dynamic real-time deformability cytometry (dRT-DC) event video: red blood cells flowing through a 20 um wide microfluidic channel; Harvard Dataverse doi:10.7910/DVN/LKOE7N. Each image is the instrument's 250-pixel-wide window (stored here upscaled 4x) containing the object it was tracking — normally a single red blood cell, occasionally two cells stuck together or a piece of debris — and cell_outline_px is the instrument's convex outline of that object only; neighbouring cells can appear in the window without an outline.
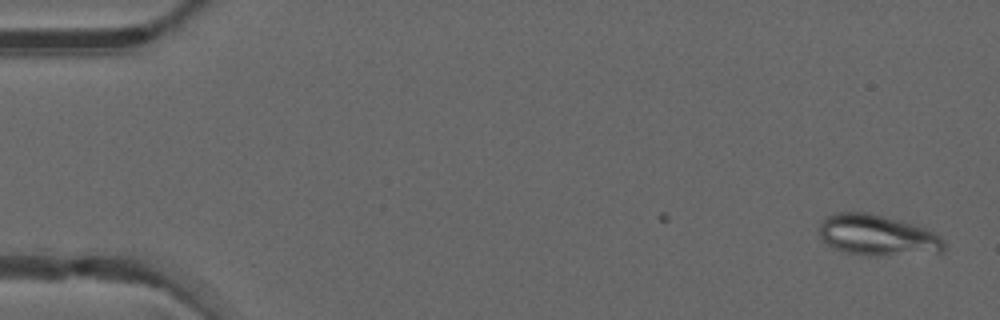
{"species": "common noctule bat (a hibernating species)", "species_latin": "Nyctalus noctula", "temperature_condition": "warm", "stored_images_in_passage": 44, "camera_frame_rate_fps": 3000, "um_per_image_px": 0.085, "animal": {"sex": "male", "forearm_length_mm": 52.5}, "frame": {"image": 1, "passage_image": 1, "time_ms": 0.0, "image_size_px": [1000, 320], "cell_outline_px": [[944, 252], [876, 256], [868, 256], [844, 252], [828, 244], [820, 236], [820, 224], [824, 216], [836, 212], [868, 212], [924, 228], [940, 236], [944, 240]], "centroid_in_image_um": [74.55, 20.0], "position_along_channel_um": 10.4, "area_um2": 29.54}}
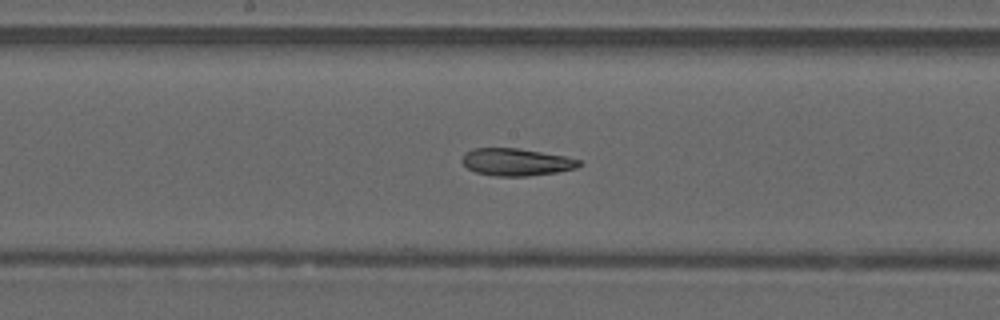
{"frame": {"image": 2, "passage_image": 25, "time_ms": 8.0, "image_size_px": [1000, 320], "cell_outline_px": [[584, 164], [576, 168], [556, 172], [528, 176], [496, 176], [476, 172], [468, 168], [460, 160], [464, 152], [472, 148], [520, 148], [564, 156], [584, 160]], "centroid_in_image_um": [43.9, 13.76], "position_along_channel_um": 204.3, "area_um2": 18.84}}
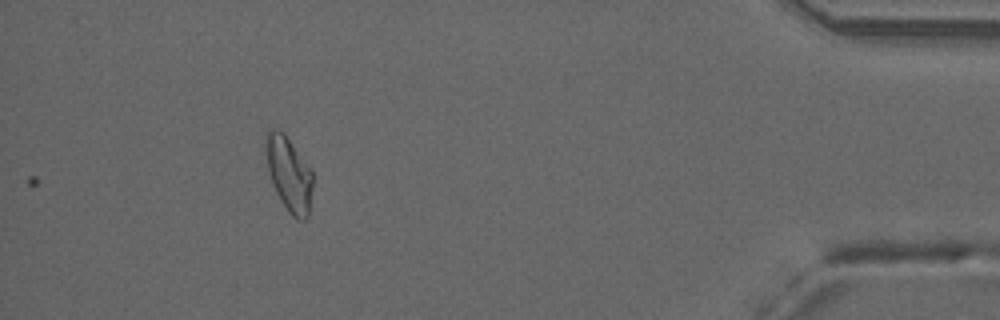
{"frame": {"image": 3, "passage_image": 44, "time_ms": 14.333, "image_size_px": [1000, 320], "cell_outline_px": [[312, 188], [308, 216], [304, 220], [296, 220], [288, 212], [276, 192], [272, 184], [268, 168], [264, 148], [264, 140], [268, 132], [272, 128], [280, 128], [284, 132], [312, 172]], "centroid_in_image_um": [24.53, 14.77], "position_along_channel_um": 410.7, "area_um2": 20.35}, "authors_computed_cell_mechanics": {"area_um2": 19.4208, "velocity_mm_per_s": 4.1821, "shape_relaxation_time_tau1_ms": null, "shape_relaxation_time_tau2_ms": 4.1885, "deformation_change_tau1": null, "deformation_change_tau2": 0.1225}}